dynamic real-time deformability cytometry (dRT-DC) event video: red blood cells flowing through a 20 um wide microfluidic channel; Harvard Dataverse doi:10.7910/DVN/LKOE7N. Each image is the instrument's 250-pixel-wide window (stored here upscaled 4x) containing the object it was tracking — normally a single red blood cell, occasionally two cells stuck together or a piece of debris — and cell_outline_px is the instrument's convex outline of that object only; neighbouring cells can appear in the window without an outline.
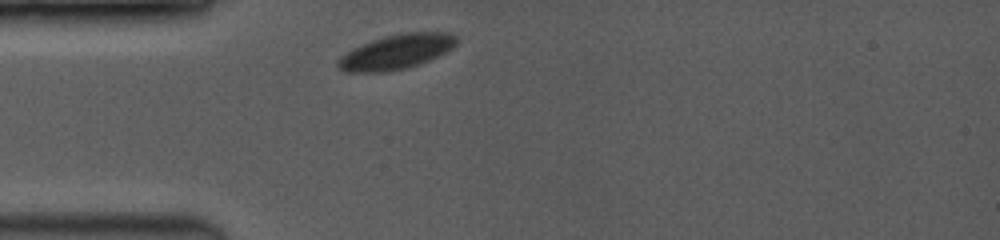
{"species": "common noctule bat (a hibernating species)", "species_latin": "Nyctalus noctula", "temperature_condition": "room temperature", "stored_images_in_passage": 10, "camera_frame_rate_fps": 3500, "um_per_image_px": 0.085, "animal": {"sex": "female", "body_mass_g": 19.0, "forearm_length_mm": 53.3}, "frame": {"image": 1, "passage_image": 1, "time_ms": 0.0, "image_size_px": [1000, 240], "cell_outline_px": [[456, 44], [452, 48], [428, 60], [404, 68], [384, 72], [348, 72], [340, 68], [336, 64], [336, 60], [340, 56], [352, 48], [372, 40], [384, 36], [404, 32], [452, 32], [456, 36]], "centroid_in_image_um": [33.66, 4.39], "position_along_channel_um": 51.3, "area_um2": 23.76}}
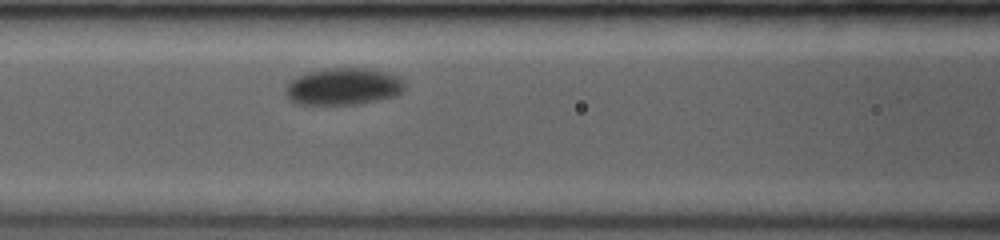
{"frame": {"image": 2, "passage_image": 6, "time_ms": 2.571, "image_size_px": [1000, 240], "cell_outline_px": [[404, 92], [396, 96], [360, 104], [296, 104], [288, 100], [284, 88], [296, 76], [308, 72], [324, 68], [364, 68], [384, 72], [400, 76], [404, 80]], "centroid_in_image_um": [29.19, 7.36], "position_along_channel_um": 137.4, "area_um2": 25.95}}
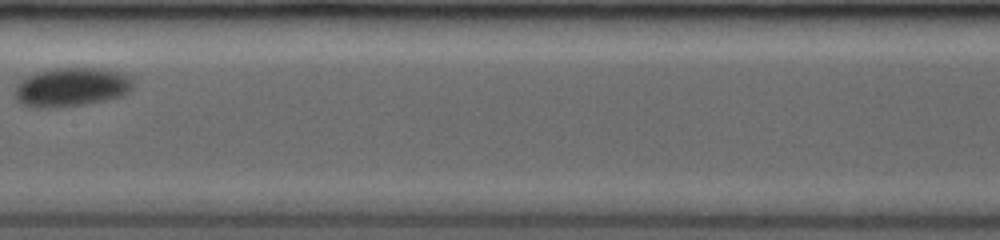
{"frame": {"image": 3, "passage_image": 9, "time_ms": 4.286, "image_size_px": [1000, 240], "cell_outline_px": [[132, 88], [124, 96], [84, 104], [48, 108], [36, 108], [20, 104], [16, 100], [16, 84], [24, 76], [36, 72], [52, 68], [100, 68], [116, 72], [128, 76], [132, 80]], "centroid_in_image_um": [6.02, 7.4], "position_along_channel_um": 201.4, "area_um2": 26.88}}